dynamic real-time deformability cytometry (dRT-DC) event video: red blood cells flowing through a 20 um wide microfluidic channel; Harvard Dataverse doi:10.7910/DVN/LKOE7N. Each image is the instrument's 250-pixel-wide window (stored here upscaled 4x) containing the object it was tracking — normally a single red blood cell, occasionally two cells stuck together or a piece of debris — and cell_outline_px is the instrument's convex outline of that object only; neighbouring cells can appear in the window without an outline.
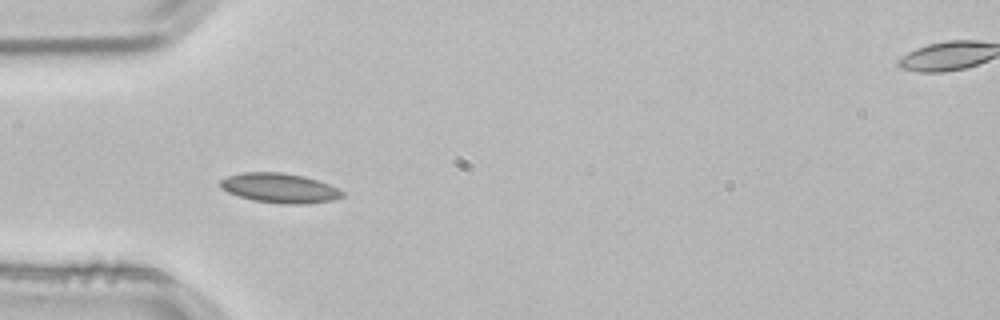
{"species": "common noctule bat (a hibernating species)", "species_latin": "Nyctalus noctula", "temperature_condition": "room temperature", "stored_images_in_passage": 38, "camera_frame_rate_fps": 3000, "um_per_image_px": 0.085, "animal": {"sex": "male", "body_mass_g": 21.5, "forearm_length_mm": 52.0}, "frame": {"image": 1, "passage_image": 1, "time_ms": 0.0, "image_size_px": [1000, 320], "cell_outline_px": [[344, 196], [332, 200], [308, 204], [284, 204], [252, 200], [228, 192], [220, 188], [220, 180], [228, 176], [244, 172], [280, 172], [304, 176], [328, 184], [344, 192]], "centroid_in_image_um": [23.76, 15.99], "position_along_channel_um": 61.2, "area_um2": 20.98}}
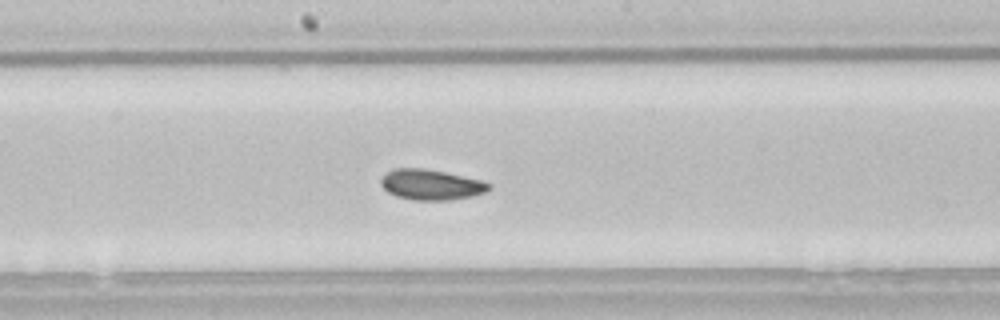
{"frame": {"image": 2, "passage_image": 13, "time_ms": 4.0, "image_size_px": [1000, 320], "cell_outline_px": [[492, 188], [484, 192], [472, 196], [448, 200], [412, 200], [396, 196], [388, 192], [380, 184], [380, 180], [388, 172], [396, 168], [424, 168], [444, 172], [480, 180], [492, 184]], "centroid_in_image_um": [36.64, 15.7], "position_along_channel_um": 211.6, "area_um2": 19.02}}
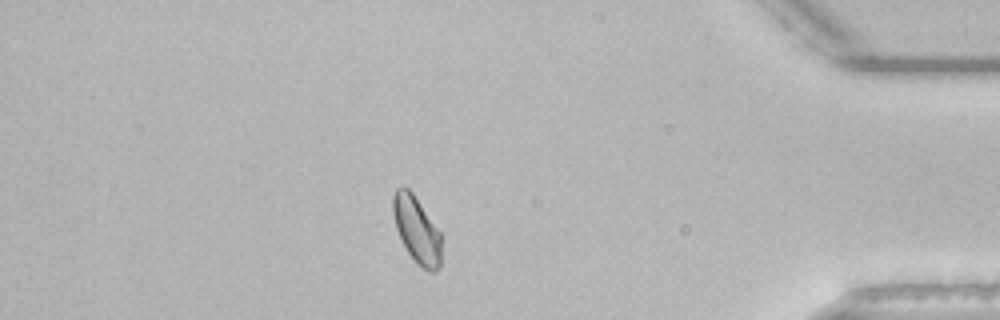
{"frame": {"image": 3, "passage_image": 31, "time_ms": 10.0, "image_size_px": [1000, 320], "cell_outline_px": [[440, 268], [436, 272], [428, 272], [416, 264], [400, 240], [396, 228], [392, 212], [392, 196], [396, 188], [408, 188], [412, 192], [440, 232]], "centroid_in_image_um": [35.4, 19.56], "position_along_channel_um": 399.8, "area_um2": 18.79}, "authors_computed_cell_mechanics": {"area_um2": 18.7561, "velocity_mm_per_s": 3.8036, "shape_relaxation_time_tau1_ms": 4.6561, "shape_relaxation_time_tau2_ms": 8.4336, "deformation_change_tau1": 0.0745, "deformation_change_tau2": 0.0782}}